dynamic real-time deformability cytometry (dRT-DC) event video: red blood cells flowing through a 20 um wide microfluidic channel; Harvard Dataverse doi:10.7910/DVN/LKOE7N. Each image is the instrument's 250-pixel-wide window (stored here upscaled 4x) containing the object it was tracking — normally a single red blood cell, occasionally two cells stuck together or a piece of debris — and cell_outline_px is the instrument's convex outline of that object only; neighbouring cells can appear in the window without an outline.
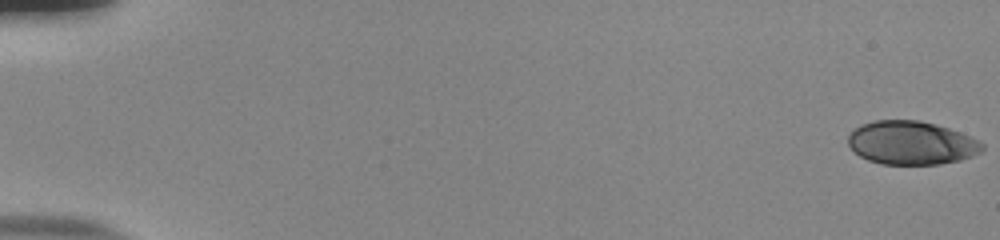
{"species": "human", "species_latin": "Homo sapiens", "temperature_condition": "room temperature", "stored_images_in_passage": 55, "camera_frame_rate_fps": 3000, "um_per_image_px": 0.085, "donor": {"sex": "male"}, "frame": {"image": 1, "passage_image": 1, "time_ms": 0.0, "image_size_px": [1000, 240], "cell_outline_px": [[984, 148], [980, 152], [972, 156], [960, 160], [940, 164], [880, 164], [868, 160], [860, 156], [848, 144], [848, 136], [856, 128], [864, 124], [876, 120], [920, 120], [936, 124], [960, 132], [980, 140], [984, 144]], "centroid_in_image_um": [77.5, 12.14], "position_along_channel_um": 7.5, "area_um2": 33.93}}
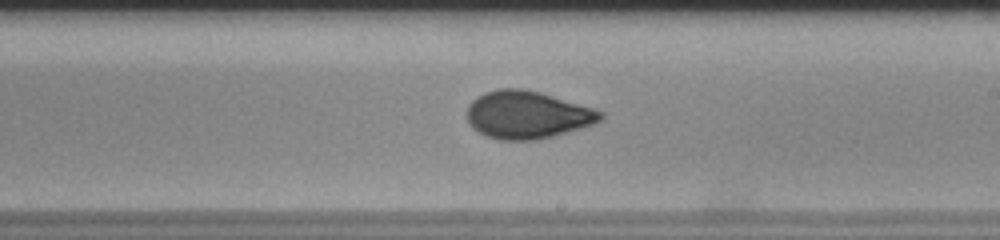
{"frame": {"image": 2, "passage_image": 34, "time_ms": 11.0, "image_size_px": [1000, 240], "cell_outline_px": [[604, 120], [580, 128], [552, 136], [532, 140], [500, 140], [488, 136], [472, 128], [468, 120], [468, 104], [472, 100], [484, 92], [500, 88], [524, 88], [540, 92], [592, 108], [604, 112]], "centroid_in_image_um": [44.82, 9.75], "position_along_channel_um": 244.2, "area_um2": 36.88}}
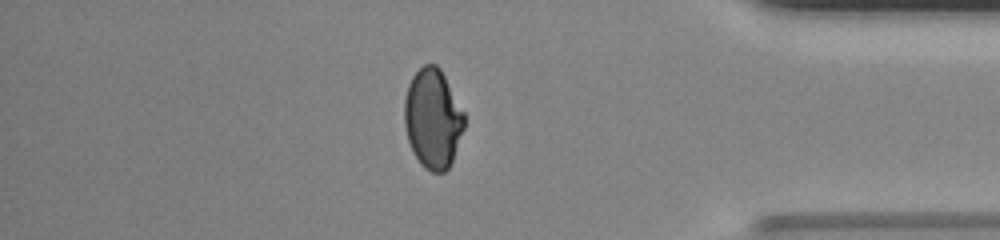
{"frame": {"image": 3, "passage_image": 48, "time_ms": 15.667, "image_size_px": [1000, 240], "cell_outline_px": [[464, 128], [452, 160], [448, 168], [444, 172], [432, 172], [424, 168], [420, 164], [412, 152], [408, 140], [404, 124], [404, 100], [408, 84], [412, 76], [424, 64], [436, 64], [440, 68], [464, 112]], "centroid_in_image_um": [36.77, 10.09], "position_along_channel_um": 398.4, "area_um2": 34.74}, "authors_computed_cell_mechanics": {"area_um2": 35.547, "velocity_mm_per_s": 3.8059, "shape_relaxation_time_tau1_ms": 7.2401, "shape_relaxation_time_tau2_ms": 0.6353, "deformation_change_tau1": 0.1613, "deformation_change_tau2": 0.0526}}